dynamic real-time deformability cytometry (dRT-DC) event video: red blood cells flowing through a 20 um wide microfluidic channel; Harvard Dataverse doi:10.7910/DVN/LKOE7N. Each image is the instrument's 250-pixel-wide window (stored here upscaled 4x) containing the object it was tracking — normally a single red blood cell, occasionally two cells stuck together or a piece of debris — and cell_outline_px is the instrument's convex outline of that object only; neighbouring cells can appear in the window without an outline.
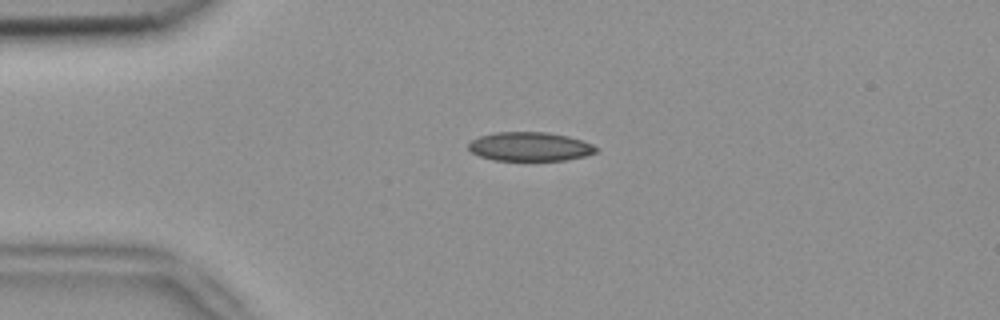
{"species": "common noctule bat (a hibernating species)", "species_latin": "Nyctalus noctula", "temperature_condition": "room temperature", "stored_images_in_passage": 4, "camera_frame_rate_fps": 3000, "um_per_image_px": 0.085, "animal": {"sex": "female", "body_mass_g": 18.4}, "frame": {"image": 1, "passage_image": 4, "time_ms": 1.0, "image_size_px": [1000, 320], "cell_outline_px": [[600, 148], [596, 152], [584, 156], [564, 160], [492, 160], [480, 156], [472, 152], [468, 148], [468, 144], [472, 140], [480, 136], [496, 132], [548, 132], [568, 136], [592, 144]], "centroid_in_image_um": [45.04, 12.46], "position_along_channel_um": 40.0, "area_um2": 21.44}}